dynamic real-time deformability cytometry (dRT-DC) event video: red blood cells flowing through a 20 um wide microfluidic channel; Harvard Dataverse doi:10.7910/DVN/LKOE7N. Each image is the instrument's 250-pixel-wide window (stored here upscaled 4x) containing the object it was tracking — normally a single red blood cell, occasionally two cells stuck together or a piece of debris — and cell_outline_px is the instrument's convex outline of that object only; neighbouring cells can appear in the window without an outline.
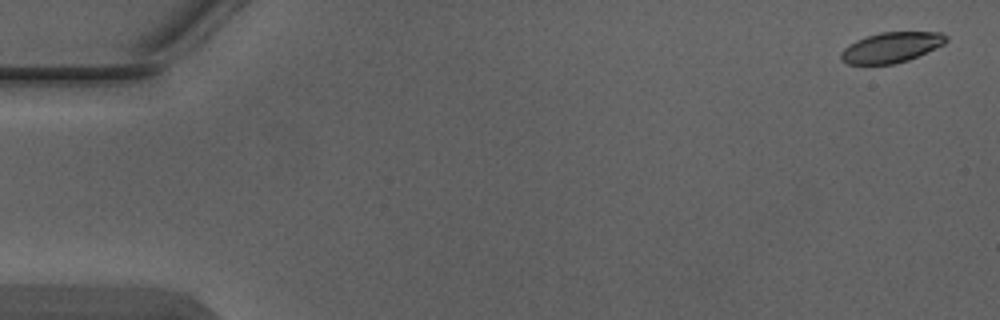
{"species": "Egyptian fruit bat (a non-hibernating species)", "species_latin": "Rousettus aegyptiacus", "temperature_condition": "warm", "stored_images_in_passage": 4, "segment_of_instrument_passage": [2, 2], "camera_frame_rate_fps": 3000, "um_per_image_px": 0.085, "animal": {"sex": "male"}, "frame": {"image": 1, "passage_image": 4, "time_ms": 1.0, "image_size_px": [1000, 320], "cell_outline_px": [[948, 40], [944, 44], [908, 60], [892, 64], [848, 64], [840, 60], [840, 52], [844, 48], [856, 40], [880, 32], [940, 32], [948, 36]], "centroid_in_image_um": [75.75, 4.03], "position_along_channel_um": 9.3, "area_um2": 18.5}}